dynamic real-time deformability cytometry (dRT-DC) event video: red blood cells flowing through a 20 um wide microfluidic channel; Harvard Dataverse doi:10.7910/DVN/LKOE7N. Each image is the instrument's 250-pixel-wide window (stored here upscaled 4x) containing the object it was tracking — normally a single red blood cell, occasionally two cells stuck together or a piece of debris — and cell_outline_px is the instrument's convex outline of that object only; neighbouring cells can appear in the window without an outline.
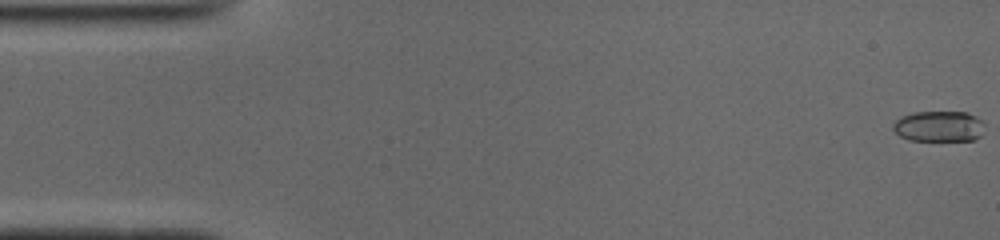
{"species": "common noctule bat (a hibernating species)", "species_latin": "Nyctalus noctula", "temperature_condition": "cold", "stored_images_in_passage": 51, "camera_frame_rate_fps": 3000, "um_per_image_px": 0.085, "animal": {"sex": "male", "body_mass_g": 19.0, "forearm_length_mm": 50.8}, "frame": {"image": 1, "passage_image": 1, "time_ms": 0.0, "image_size_px": [1000, 240], "cell_outline_px": [[984, 124], [980, 136], [972, 140], [908, 140], [900, 136], [892, 128], [892, 124], [900, 116], [912, 112], [968, 112], [984, 120]], "centroid_in_image_um": [79.8, 10.72], "position_along_channel_um": 5.2, "area_um2": 16.53}}
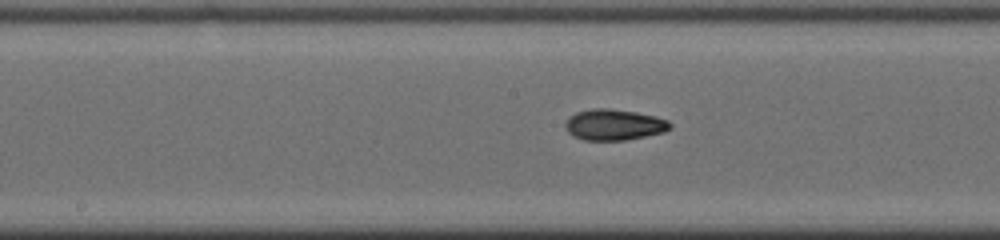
{"frame": {"image": 2, "passage_image": 26, "time_ms": 8.333, "image_size_px": [1000, 240], "cell_outline_px": [[672, 128], [664, 132], [624, 140], [584, 140], [572, 136], [564, 128], [564, 124], [568, 116], [576, 112], [592, 108], [608, 108], [636, 112], [656, 116], [668, 120], [672, 124]], "centroid_in_image_um": [52.17, 10.59], "position_along_channel_um": 196.0, "area_um2": 19.13}}
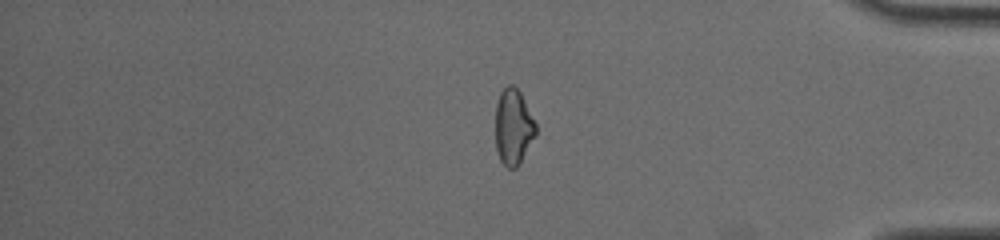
{"frame": {"image": 3, "passage_image": 43, "time_ms": 14.0, "image_size_px": [1000, 240], "cell_outline_px": [[536, 136], [516, 168], [508, 168], [500, 160], [496, 152], [496, 104], [500, 92], [508, 84], [512, 84], [520, 92], [536, 124]], "centroid_in_image_um": [43.62, 10.79], "position_along_channel_um": 391.6, "area_um2": 17.74}, "authors_computed_cell_mechanics": {"area_um2": 18.0914, "velocity_mm_per_s": 3.9435, "shape_relaxation_time_tau1_ms": 7.4121, "shape_relaxation_time_tau2_ms": 2.0068, "deformation_change_tau1": 0.229, "deformation_change_tau2": 0.0681}}